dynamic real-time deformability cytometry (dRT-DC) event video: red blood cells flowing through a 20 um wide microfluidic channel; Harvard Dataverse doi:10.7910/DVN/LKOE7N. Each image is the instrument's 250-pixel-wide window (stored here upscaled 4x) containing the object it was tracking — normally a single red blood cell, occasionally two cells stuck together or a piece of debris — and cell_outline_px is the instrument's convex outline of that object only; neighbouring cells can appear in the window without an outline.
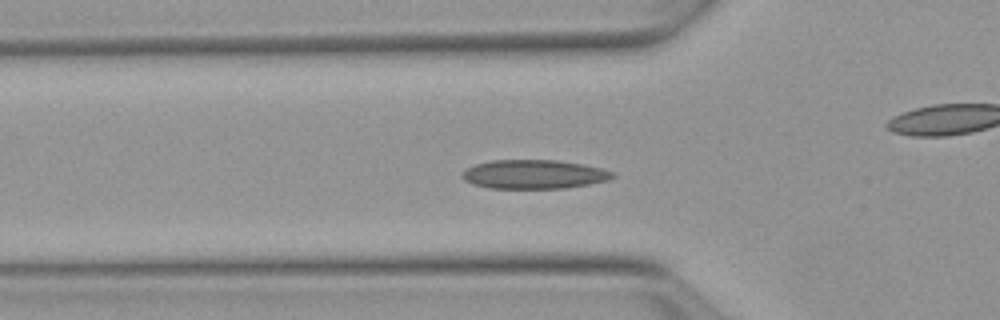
{"species": "Egyptian fruit bat (a non-hibernating species)", "species_latin": "Rousettus aegyptiacus", "temperature_condition": "warm", "stored_images_in_passage": 34, "camera_frame_rate_fps": 3000, "um_per_image_px": 0.085, "animal": {"sex": "female"}, "frame": {"image": 1, "passage_image": 10, "time_ms": 3.0, "image_size_px": [1000, 320], "cell_outline_px": [[616, 176], [608, 180], [588, 184], [564, 188], [488, 188], [472, 184], [464, 180], [460, 176], [468, 168], [476, 164], [492, 160], [556, 160], [584, 164], [600, 168], [612, 172]], "centroid_in_image_um": [45.38, 14.81], "position_along_channel_um": 80.4, "area_um2": 25.26}}
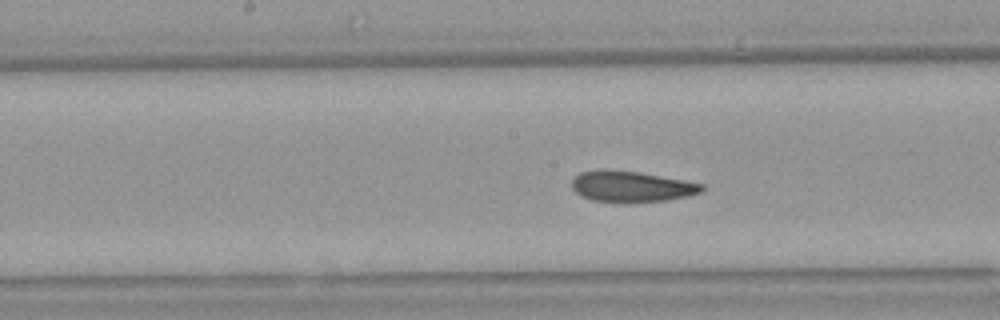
{"frame": {"image": 2, "passage_image": 19, "time_ms": 6.0, "image_size_px": [1000, 320], "cell_outline_px": [[704, 188], [700, 192], [688, 196], [668, 200], [592, 200], [580, 196], [572, 188], [572, 180], [580, 172], [640, 172], [684, 180], [704, 184]], "centroid_in_image_um": [53.73, 15.85], "position_along_channel_um": 194.5, "area_um2": 22.02}}
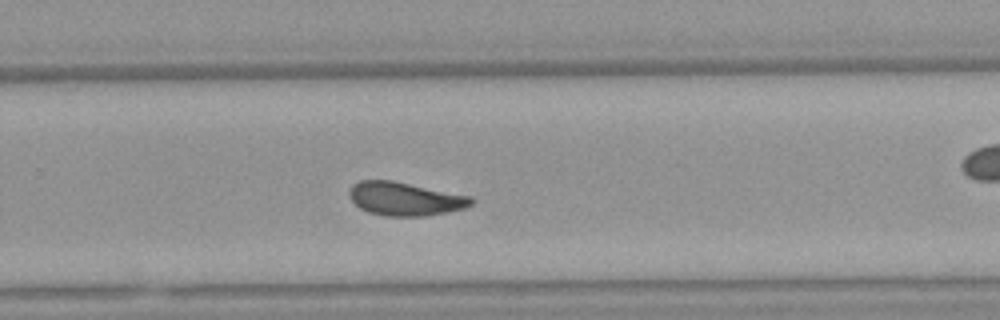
{"frame": {"image": 3, "passage_image": 27, "time_ms": 8.667, "image_size_px": [1000, 320], "cell_outline_px": [[476, 200], [472, 204], [464, 208], [448, 212], [424, 216], [384, 216], [368, 212], [360, 208], [348, 196], [348, 192], [352, 184], [360, 180], [392, 180], [472, 196]], "centroid_in_image_um": [34.43, 16.9], "position_along_channel_um": 295.4, "area_um2": 23.99}, "authors_computed_cell_mechanics": {"area_um2": 24.0448, "velocity_mm_per_s": 3.7994, "shape_relaxation_time_tau1_ms": 10.269, "shape_relaxation_time_tau2_ms": 2.6543, "deformation_change_tau1": 0.2042, "deformation_change_tau2": 0.0823}}